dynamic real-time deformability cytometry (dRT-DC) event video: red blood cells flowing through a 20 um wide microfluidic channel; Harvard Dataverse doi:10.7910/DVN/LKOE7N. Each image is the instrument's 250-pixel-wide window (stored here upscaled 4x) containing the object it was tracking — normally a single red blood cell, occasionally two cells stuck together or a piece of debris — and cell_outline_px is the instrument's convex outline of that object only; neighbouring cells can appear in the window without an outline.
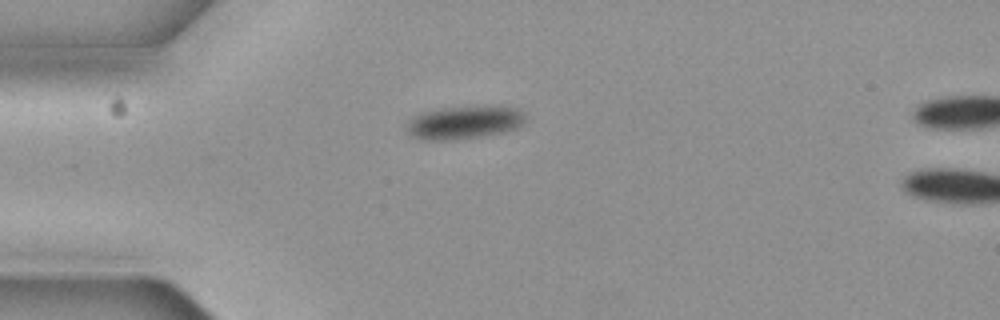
{"species": "common noctule bat (a hibernating species)", "species_latin": "Nyctalus noctula", "temperature_condition": "cold", "stored_images_in_passage": 2, "camera_frame_rate_fps": 3000, "um_per_image_px": 0.085, "animal": {"sex": "female", "body_mass_g": 19.3, "forearm_length_mm": 54.1}, "frame": {"image": 1, "passage_image": 1, "time_ms": 0.0, "image_size_px": [1000, 320], "cell_outline_px": [[524, 120], [520, 124], [512, 128], [500, 132], [476, 136], [444, 140], [420, 140], [412, 136], [408, 132], [408, 120], [420, 112], [440, 108], [480, 104], [504, 104], [520, 108], [524, 112]], "centroid_in_image_um": [39.46, 10.33], "position_along_channel_um": 45.5, "area_um2": 23.29}}